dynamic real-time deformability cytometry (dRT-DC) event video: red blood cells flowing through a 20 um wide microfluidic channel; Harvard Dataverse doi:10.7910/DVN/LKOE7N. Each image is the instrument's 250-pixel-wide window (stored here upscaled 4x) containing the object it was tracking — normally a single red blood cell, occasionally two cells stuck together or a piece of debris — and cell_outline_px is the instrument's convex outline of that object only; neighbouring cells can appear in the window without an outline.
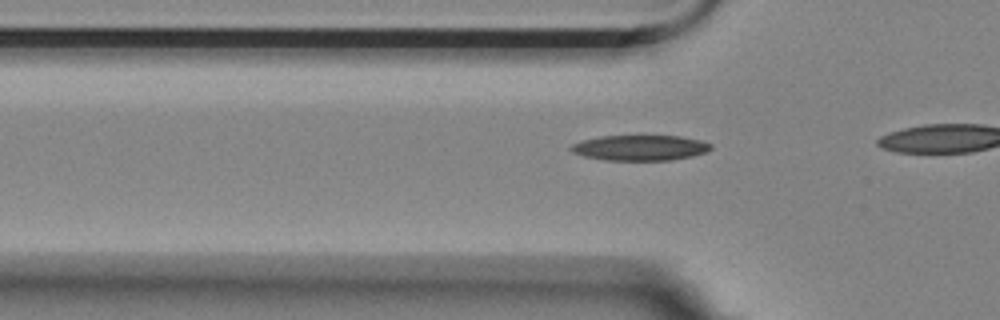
{"species": "Egyptian fruit bat (a non-hibernating species)", "species_latin": "Rousettus aegyptiacus", "temperature_condition": "room temperature", "stored_images_in_passage": 17, "camera_frame_rate_fps": 3000, "um_per_image_px": 0.085, "animal": {"sex": "female"}, "frame": {"image": 1, "passage_image": 14, "time_ms": 4.333, "image_size_px": [1000, 320], "cell_outline_px": [[712, 148], [708, 152], [692, 156], [672, 160], [604, 160], [584, 156], [572, 152], [568, 148], [572, 144], [580, 140], [600, 136], [680, 136], [700, 140], [712, 144]], "centroid_in_image_um": [54.4, 12.56], "position_along_channel_um": 71.4, "area_um2": 20.87}}